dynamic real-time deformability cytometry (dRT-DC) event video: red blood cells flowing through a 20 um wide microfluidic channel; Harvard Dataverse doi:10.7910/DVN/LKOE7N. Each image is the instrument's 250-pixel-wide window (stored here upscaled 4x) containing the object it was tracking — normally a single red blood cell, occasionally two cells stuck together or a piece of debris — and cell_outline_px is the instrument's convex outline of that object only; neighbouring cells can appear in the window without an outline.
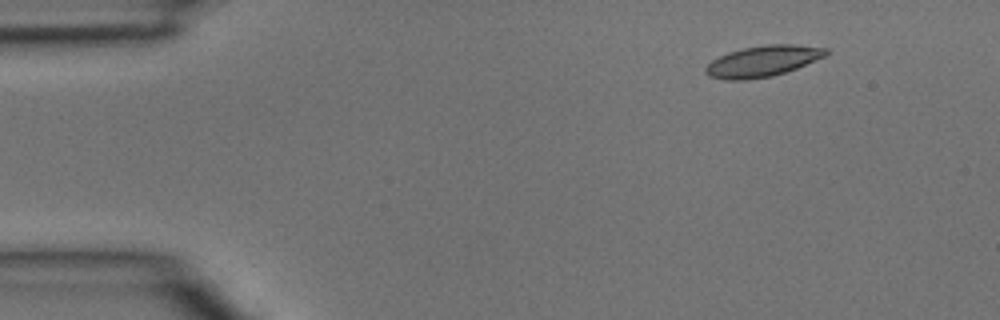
{"species": "common noctule bat (a hibernating species)", "species_latin": "Nyctalus noctula", "temperature_condition": "room temperature", "stored_images_in_passage": 5, "segment_of_instrument_passage": [1, 2], "camera_frame_rate_fps": 3000, "um_per_image_px": 0.085, "animal": {"sex": "male", "body_mass_g": 15.6}, "frame": {"image": 1, "passage_image": 2, "time_ms": 0.333, "image_size_px": [1000, 320], "cell_outline_px": [[828, 52], [824, 56], [796, 68], [772, 76], [744, 80], [724, 80], [708, 76], [704, 72], [704, 68], [712, 60], [728, 52], [744, 48], [768, 44], [792, 44], [828, 48]], "centroid_in_image_um": [64.79, 5.2], "position_along_channel_um": 20.2, "area_um2": 21.56}}
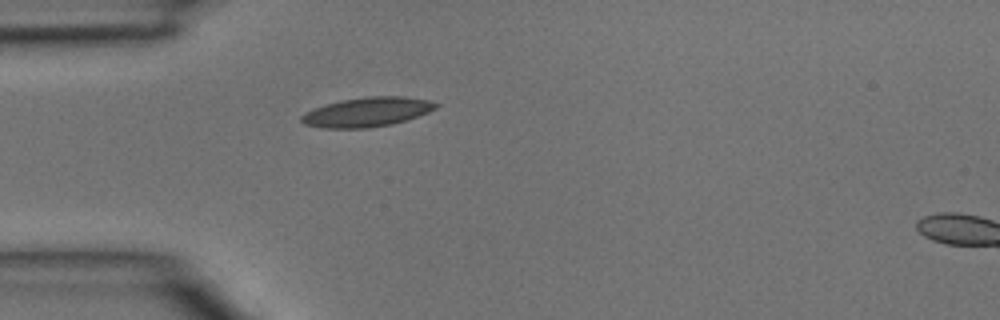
{"frame": {"image": 2, "passage_image": 4, "time_ms": 1.0, "image_size_px": [1000, 320], "cell_outline_px": [[440, 104], [436, 108], [428, 112], [408, 120], [392, 124], [368, 128], [320, 128], [304, 124], [300, 120], [300, 116], [304, 112], [328, 104], [344, 100], [364, 96], [404, 96], [428, 100]], "centroid_in_image_um": [31.21, 9.53], "position_along_channel_um": 53.8, "area_um2": 23.06}}